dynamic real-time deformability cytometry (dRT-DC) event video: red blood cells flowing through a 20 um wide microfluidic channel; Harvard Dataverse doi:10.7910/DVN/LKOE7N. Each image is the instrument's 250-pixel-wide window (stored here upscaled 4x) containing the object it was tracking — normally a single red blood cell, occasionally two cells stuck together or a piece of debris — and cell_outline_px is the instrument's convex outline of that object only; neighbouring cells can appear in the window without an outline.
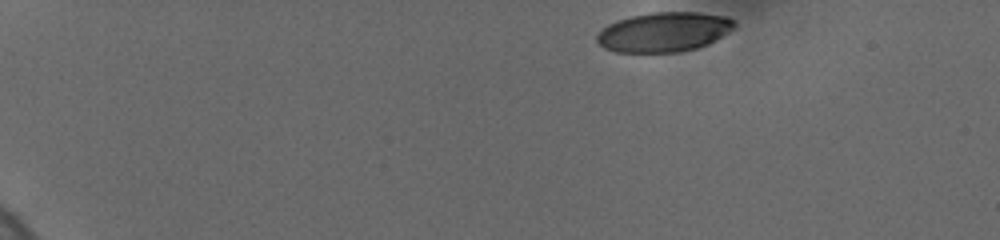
{"species": "human", "species_latin": "Homo sapiens", "temperature_condition": "cold", "stored_images_in_passage": 23, "camera_frame_rate_fps": 3000, "um_per_image_px": 0.085, "donor": {"sex": "female"}, "frame": {"image": 1, "passage_image": 1, "time_ms": 0.0, "image_size_px": [1000, 240], "cell_outline_px": [[736, 24], [728, 32], [708, 44], [696, 48], [680, 52], [616, 52], [604, 48], [596, 40], [596, 36], [608, 24], [616, 20], [632, 16], [652, 12], [700, 12], [728, 16]], "centroid_in_image_um": [56.43, 2.71], "position_along_channel_um": 28.6, "area_um2": 31.67}}
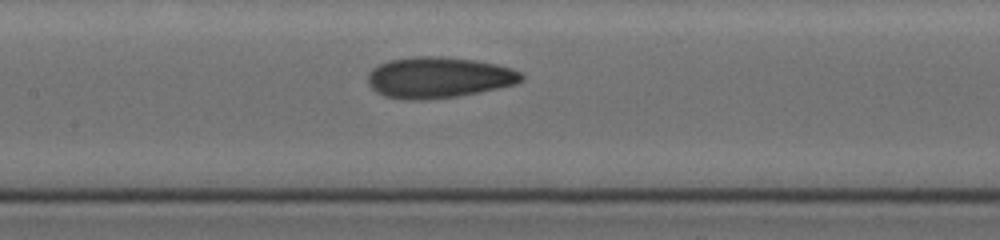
{"frame": {"image": 2, "passage_image": 14, "time_ms": 7.0, "image_size_px": [1000, 240], "cell_outline_px": [[524, 80], [516, 84], [456, 96], [384, 96], [376, 92], [368, 84], [368, 72], [372, 68], [388, 60], [412, 56], [440, 56], [476, 60], [496, 64], [512, 68], [520, 72], [524, 76]], "centroid_in_image_um": [37.32, 6.51], "position_along_channel_um": 170.1, "area_um2": 35.55}}
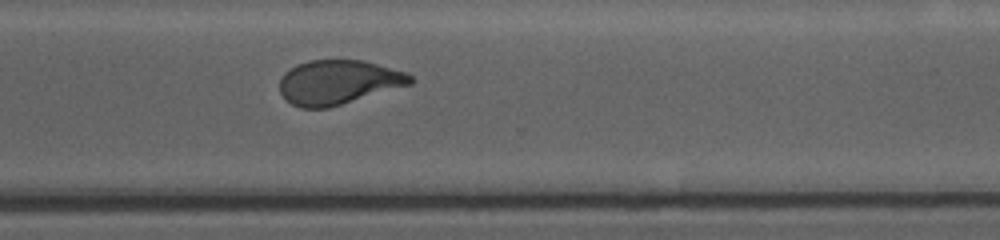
{"frame": {"image": 3, "passage_image": 23, "time_ms": 11.667, "image_size_px": [1000, 240], "cell_outline_px": [[412, 84], [328, 108], [300, 108], [292, 104], [280, 92], [280, 80], [284, 72], [296, 64], [308, 60], [364, 60], [408, 72], [412, 76]], "centroid_in_image_um": [28.77, 6.98], "position_along_channel_um": 341.8, "area_um2": 33.87}}